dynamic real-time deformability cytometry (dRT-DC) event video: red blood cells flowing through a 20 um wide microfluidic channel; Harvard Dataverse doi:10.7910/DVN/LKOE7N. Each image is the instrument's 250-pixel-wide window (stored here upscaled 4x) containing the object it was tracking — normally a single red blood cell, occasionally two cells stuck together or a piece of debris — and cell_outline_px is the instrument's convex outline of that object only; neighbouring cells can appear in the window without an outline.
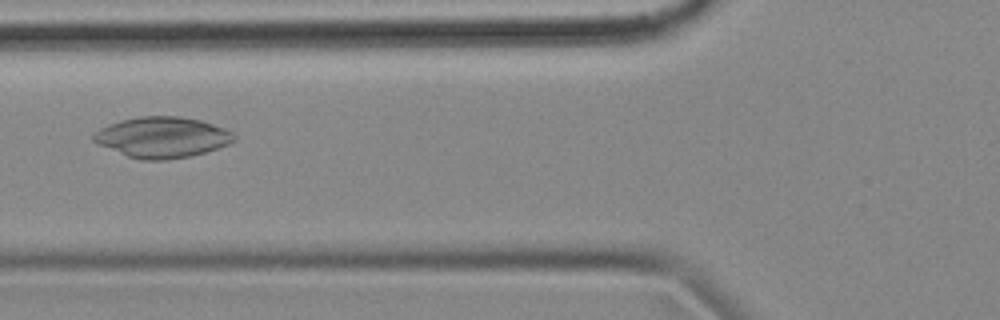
{"species": "common noctule bat (a hibernating species)", "species_latin": "Nyctalus noctula", "temperature_condition": "cold", "stored_images_in_passage": 56, "camera_frame_rate_fps": 3000, "um_per_image_px": 0.085, "animal": {"sex": "female", "body_mass_g": 18.4}, "frame": {"image": 1, "passage_image": 21, "time_ms": 6.667, "image_size_px": [1000, 320], "cell_outline_px": [[236, 140], [228, 144], [192, 156], [168, 160], [140, 160], [128, 156], [100, 144], [92, 140], [92, 136], [100, 128], [108, 124], [120, 120], [140, 116], [180, 116], [200, 120], [224, 128], [232, 132], [236, 136]], "centroid_in_image_um": [13.8, 11.66], "position_along_channel_um": 112.0, "area_um2": 33.23}}
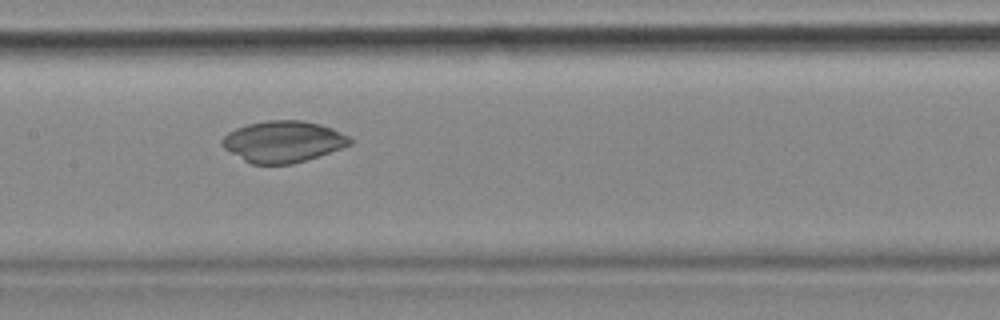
{"frame": {"image": 2, "passage_image": 27, "time_ms": 8.667, "image_size_px": [1000, 320], "cell_outline_px": [[352, 144], [292, 164], [252, 164], [244, 160], [224, 148], [220, 144], [220, 140], [228, 132], [236, 128], [248, 124], [268, 120], [300, 120], [320, 124], [332, 128], [348, 136], [352, 140]], "centroid_in_image_um": [24.03, 12.02], "position_along_channel_um": 183.4, "area_um2": 30.52}}
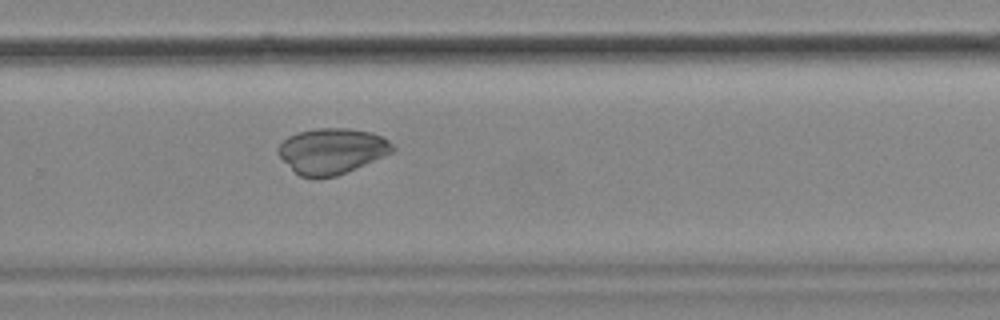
{"frame": {"image": 3, "passage_image": 37, "time_ms": 12.0, "image_size_px": [1000, 320], "cell_outline_px": [[396, 148], [392, 152], [336, 176], [300, 176], [276, 152], [276, 148], [288, 136], [296, 132], [316, 128], [348, 128], [372, 132], [384, 136]], "centroid_in_image_um": [28.21, 12.79], "position_along_channel_um": 301.6, "area_um2": 30.0}}